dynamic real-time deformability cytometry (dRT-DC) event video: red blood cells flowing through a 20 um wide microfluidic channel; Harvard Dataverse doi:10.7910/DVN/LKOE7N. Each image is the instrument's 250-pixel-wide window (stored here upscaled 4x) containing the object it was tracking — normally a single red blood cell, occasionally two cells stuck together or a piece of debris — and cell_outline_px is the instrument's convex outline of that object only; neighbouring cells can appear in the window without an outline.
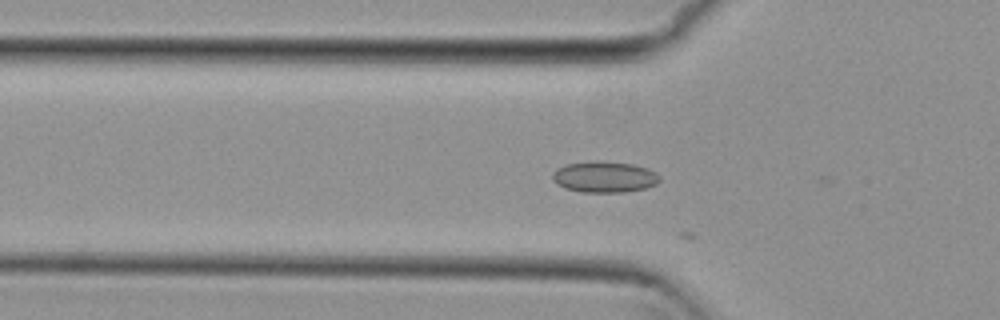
{"species": "common noctule bat (a hibernating species)", "species_latin": "Nyctalus noctula", "temperature_condition": "cold", "stored_images_in_passage": 10, "camera_frame_rate_fps": 3000, "um_per_image_px": 0.085, "animal": {"sex": "female", "body_mass_g": 29.2, "forearm_length_mm": 56.3}, "frame": {"image": 1, "passage_image": 3, "time_ms": 0.667, "image_size_px": [1000, 320], "cell_outline_px": [[660, 180], [656, 184], [648, 188], [624, 192], [580, 192], [564, 188], [556, 184], [552, 180], [552, 172], [556, 168], [568, 164], [632, 164], [648, 168], [656, 172], [660, 176]], "centroid_in_image_um": [51.39, 15.1], "position_along_channel_um": 74.4, "area_um2": 18.79}}
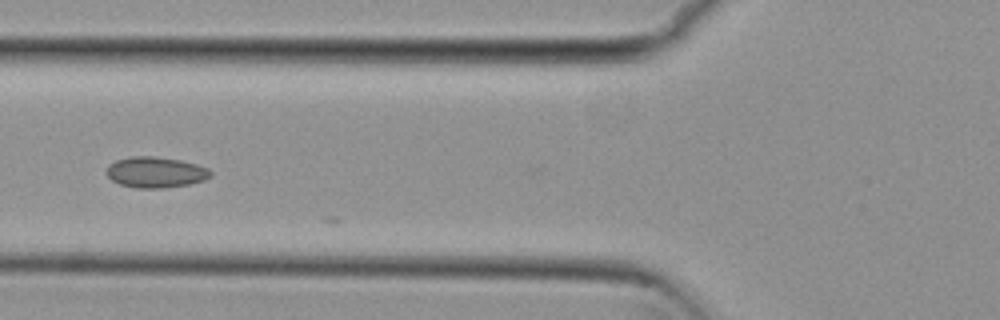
{"frame": {"image": 2, "passage_image": 6, "time_ms": 1.667, "image_size_px": [1000, 320], "cell_outline_px": [[212, 176], [204, 180], [188, 184], [164, 188], [136, 188], [120, 184], [112, 180], [104, 172], [108, 164], [116, 160], [132, 156], [152, 156], [180, 160], [196, 164], [208, 168], [212, 172]], "centroid_in_image_um": [13.2, 14.64], "position_along_channel_um": 112.6, "area_um2": 18.79}}
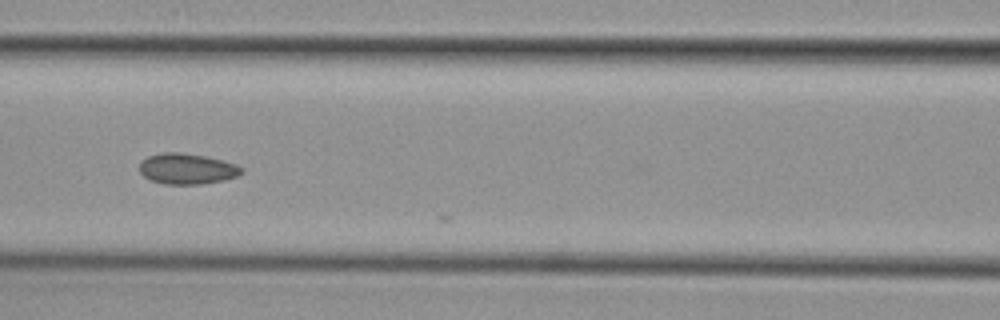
{"frame": {"image": 3, "passage_image": 9, "time_ms": 2.667, "image_size_px": [1000, 320], "cell_outline_px": [[244, 172], [236, 176], [224, 180], [200, 184], [164, 184], [152, 180], [144, 176], [140, 172], [140, 164], [148, 156], [160, 152], [180, 152], [208, 156], [224, 160], [236, 164], [244, 168]], "centroid_in_image_um": [15.94, 14.33], "position_along_channel_um": 150.7, "area_um2": 18.38}}